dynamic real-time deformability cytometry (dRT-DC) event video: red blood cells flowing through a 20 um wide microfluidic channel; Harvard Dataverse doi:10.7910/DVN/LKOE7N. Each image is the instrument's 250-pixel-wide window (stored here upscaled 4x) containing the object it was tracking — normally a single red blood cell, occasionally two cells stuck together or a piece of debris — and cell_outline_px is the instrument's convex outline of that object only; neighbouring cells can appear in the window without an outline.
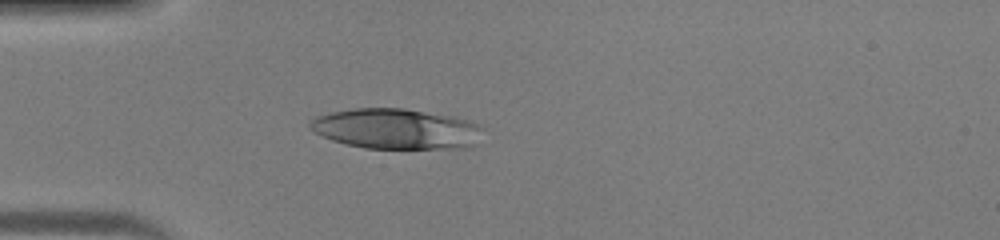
{"species": "human", "species_latin": "Homo sapiens", "temperature_condition": "warm", "stored_images_in_passage": 33, "camera_frame_rate_fps": 3000, "um_per_image_px": 0.085, "donor": {"sex": "male"}, "frame": {"image": 1, "passage_image": 1, "time_ms": 0.0, "image_size_px": [1000, 240], "cell_outline_px": [[484, 128], [472, 144], [468, 148], [364, 148], [332, 140], [308, 128], [308, 124], [316, 116], [332, 112], [352, 108], [404, 108], [452, 116], [468, 120]], "centroid_in_image_um": [33.65, 10.94], "position_along_channel_um": 51.4, "area_um2": 40.34}}
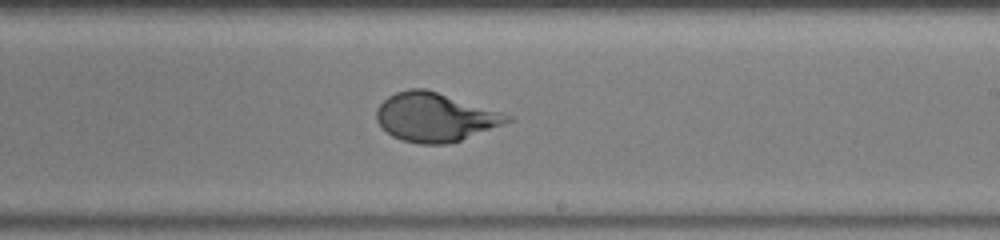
{"frame": {"image": 2, "passage_image": 15, "time_ms": 4.667, "image_size_px": [1000, 240], "cell_outline_px": [[516, 120], [460, 140], [448, 144], [420, 144], [400, 140], [392, 136], [376, 120], [376, 108], [388, 96], [396, 92], [408, 88], [424, 88], [504, 112], [512, 116]], "centroid_in_image_um": [37.01, 9.96], "position_along_channel_um": 252.0, "area_um2": 37.28}}
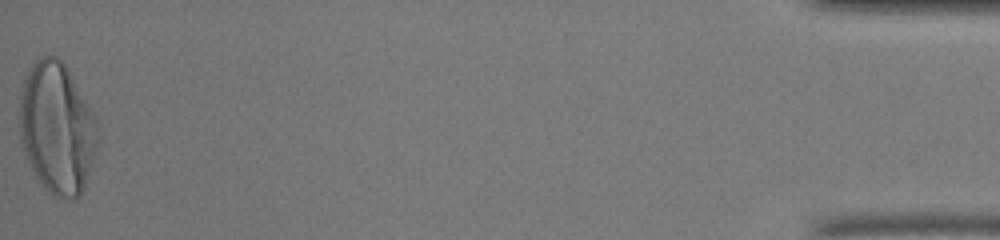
{"frame": {"image": 3, "passage_image": 33, "time_ms": 10.667, "image_size_px": [1000, 240], "cell_outline_px": [[96, 144], [84, 188], [76, 200], [56, 196], [40, 184], [28, 164], [20, 136], [20, 96], [24, 76], [28, 68], [40, 56], [56, 56], [64, 64], [96, 116]], "centroid_in_image_um": [4.81, 10.87], "position_along_channel_um": 430.4, "area_um2": 59.25}}